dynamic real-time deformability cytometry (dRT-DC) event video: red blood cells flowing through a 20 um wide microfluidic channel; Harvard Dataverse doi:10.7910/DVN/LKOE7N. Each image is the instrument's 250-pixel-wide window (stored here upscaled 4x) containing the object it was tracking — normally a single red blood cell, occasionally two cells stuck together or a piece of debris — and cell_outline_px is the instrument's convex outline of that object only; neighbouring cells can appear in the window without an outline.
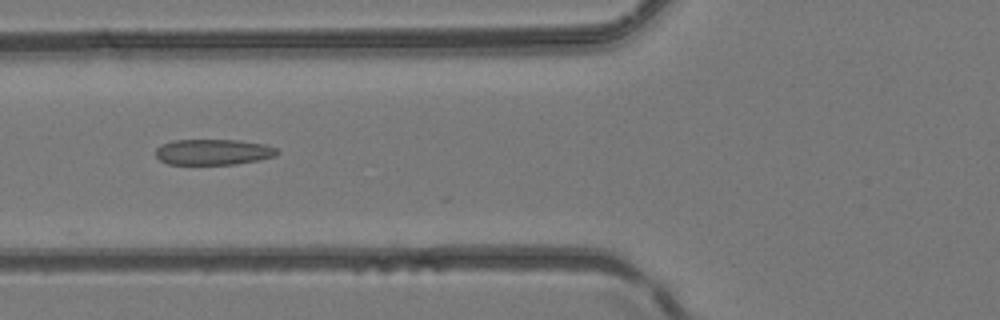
{"species": "common noctule bat (a hibernating species)", "species_latin": "Nyctalus noctula", "temperature_condition": "room temperature", "stored_images_in_passage": 6, "camera_frame_rate_fps": 3000, "um_per_image_px": 0.085, "animal": {"sex": "female", "body_mass_g": 24.6, "forearm_length_mm": 56.2}, "frame": {"image": 1, "passage_image": 6, "time_ms": 1.667, "image_size_px": [1000, 320], "cell_outline_px": [[280, 152], [276, 156], [260, 160], [236, 164], [168, 164], [160, 160], [156, 156], [156, 148], [160, 144], [172, 140], [240, 140], [264, 144], [276, 148]], "centroid_in_image_um": [18.13, 12.92], "position_along_channel_um": 107.7, "area_um2": 18.38}}